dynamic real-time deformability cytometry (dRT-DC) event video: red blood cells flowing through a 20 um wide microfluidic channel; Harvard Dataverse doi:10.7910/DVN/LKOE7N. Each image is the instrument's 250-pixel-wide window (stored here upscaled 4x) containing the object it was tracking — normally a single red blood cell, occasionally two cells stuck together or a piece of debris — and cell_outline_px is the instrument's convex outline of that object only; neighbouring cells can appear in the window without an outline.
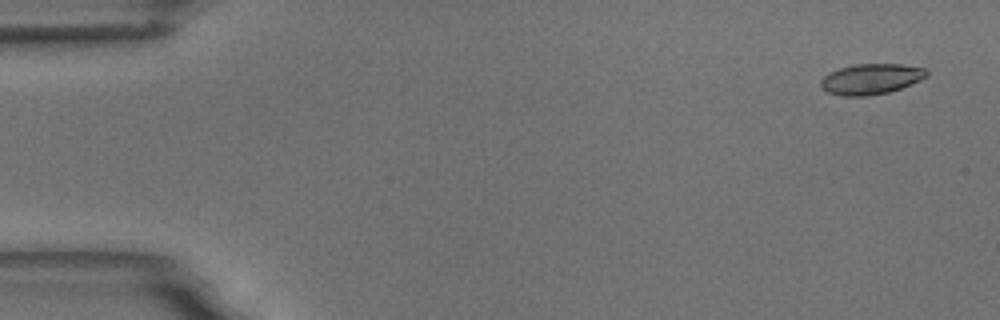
{"species": "common noctule bat (a hibernating species)", "species_latin": "Nyctalus noctula", "temperature_condition": "room temperature", "stored_images_in_passage": 5, "camera_frame_rate_fps": 3000, "um_per_image_px": 0.085, "animal": {"sex": "male", "body_mass_g": 18.8}, "frame": {"image": 1, "passage_image": 1, "time_ms": 0.0, "image_size_px": [1000, 320], "cell_outline_px": [[928, 76], [920, 80], [900, 88], [888, 92], [868, 96], [840, 96], [828, 92], [820, 84], [820, 80], [828, 72], [840, 68], [856, 64], [900, 64], [924, 68], [928, 72]], "centroid_in_image_um": [74.02, 6.71], "position_along_channel_um": 11.0, "area_um2": 18.79}}
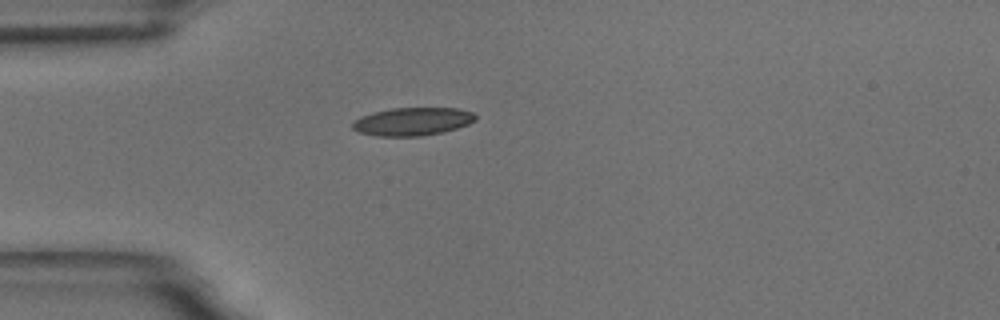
{"frame": {"image": 2, "passage_image": 5, "time_ms": 4.333, "image_size_px": [1000, 320], "cell_outline_px": [[476, 120], [468, 124], [444, 132], [420, 136], [376, 136], [360, 132], [352, 128], [352, 124], [360, 116], [372, 112], [392, 108], [460, 108], [472, 112], [476, 116]], "centroid_in_image_um": [35.07, 10.32], "position_along_channel_um": 49.9, "area_um2": 20.11}}